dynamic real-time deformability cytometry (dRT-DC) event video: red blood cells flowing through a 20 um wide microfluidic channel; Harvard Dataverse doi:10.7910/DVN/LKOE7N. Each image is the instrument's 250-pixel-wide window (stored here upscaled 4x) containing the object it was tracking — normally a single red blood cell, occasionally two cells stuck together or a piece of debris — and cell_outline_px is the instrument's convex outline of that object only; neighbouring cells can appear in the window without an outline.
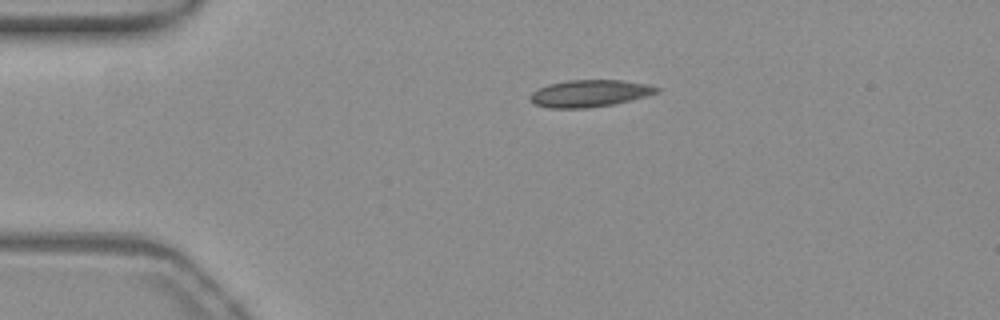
{"species": "common noctule bat (a hibernating species)", "species_latin": "Nyctalus noctula", "temperature_condition": "warm", "stored_images_in_passage": 44, "camera_frame_rate_fps": 3000, "um_per_image_px": 0.085, "animal": {"sex": "female", "body_mass_g": 19.3, "forearm_length_mm": 54.1}, "frame": {"image": 1, "passage_image": 1, "time_ms": 0.0, "image_size_px": [1000, 320], "cell_outline_px": [[660, 92], [632, 100], [612, 104], [588, 108], [548, 108], [536, 104], [528, 96], [532, 92], [548, 84], [568, 80], [620, 80], [648, 84], [660, 88]], "centroid_in_image_um": [50.14, 7.93], "position_along_channel_um": 34.9, "area_um2": 19.88}}
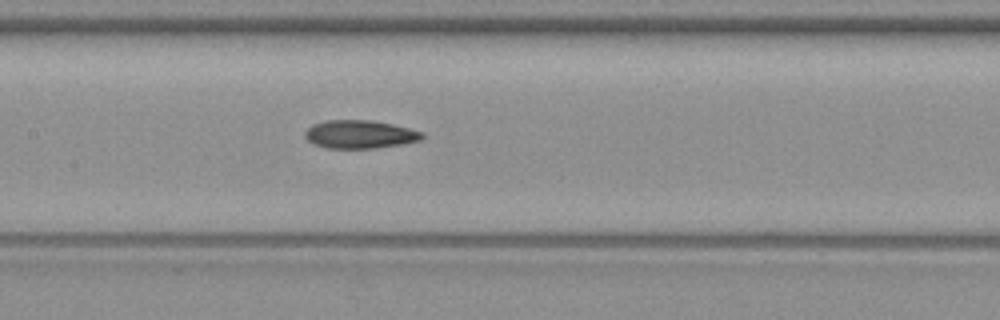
{"frame": {"image": 2, "passage_image": 16, "time_ms": 5.0, "image_size_px": [1000, 320], "cell_outline_px": [[424, 136], [420, 140], [404, 144], [376, 148], [324, 148], [312, 144], [304, 136], [304, 132], [312, 124], [324, 120], [368, 120], [392, 124], [424, 132]], "centroid_in_image_um": [30.56, 11.42], "position_along_channel_um": 176.8, "area_um2": 19.42}}
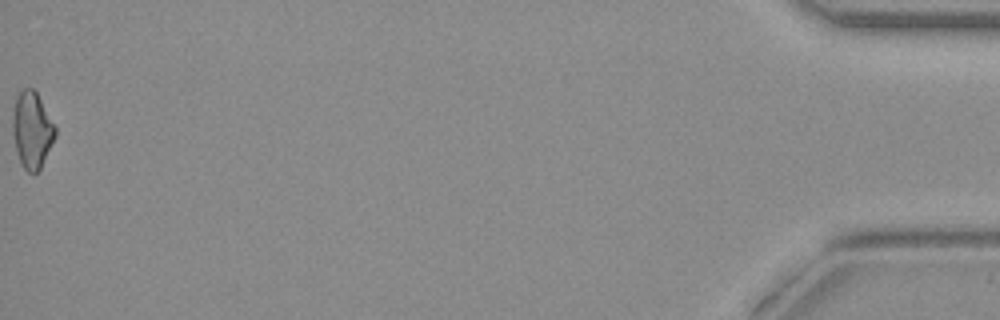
{"frame": {"image": 3, "passage_image": 44, "time_ms": 14.333, "image_size_px": [1000, 320], "cell_outline_px": [[56, 136], [40, 168], [36, 172], [28, 172], [20, 164], [12, 132], [12, 116], [16, 96], [24, 88], [32, 88], [36, 92], [56, 128]], "centroid_in_image_um": [2.7, 11.05], "position_along_channel_um": 432.5, "area_um2": 18.73}, "authors_computed_cell_mechanics": {"area_um2": 19.0451, "velocity_mm_per_s": 3.8839, "shape_relaxation_time_tau1_ms": 7.9354, "shape_relaxation_time_tau2_ms": 3.5423, "deformation_change_tau1": 0.1926, "deformation_change_tau2": 0.1242}}